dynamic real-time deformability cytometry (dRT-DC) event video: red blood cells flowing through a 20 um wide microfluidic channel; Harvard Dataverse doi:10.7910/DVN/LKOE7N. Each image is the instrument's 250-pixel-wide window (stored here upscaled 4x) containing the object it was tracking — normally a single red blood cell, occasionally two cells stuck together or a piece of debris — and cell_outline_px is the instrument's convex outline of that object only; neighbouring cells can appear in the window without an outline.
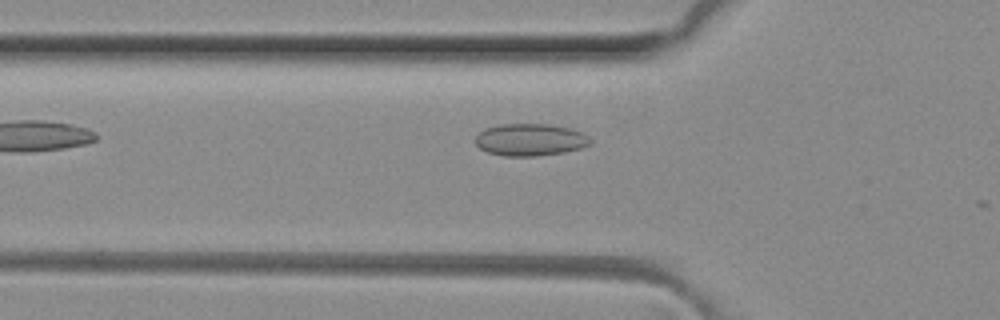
{"species": "common noctule bat (a hibernating species)", "species_latin": "Nyctalus noctula", "temperature_condition": "room temperature", "stored_images_in_passage": 9, "camera_frame_rate_fps": 3000, "um_per_image_px": 0.085, "animal": {"sex": "female", "body_mass_g": 29.2, "forearm_length_mm": 56.3}, "frame": {"image": 1, "passage_image": 4, "time_ms": 1.0, "image_size_px": [1000, 320], "cell_outline_px": [[592, 144], [580, 148], [564, 152], [536, 156], [504, 156], [488, 152], [480, 148], [476, 144], [476, 136], [484, 128], [500, 124], [548, 124], [568, 128], [580, 132], [588, 136], [592, 140]], "centroid_in_image_um": [45.06, 11.88], "position_along_channel_um": 80.7, "area_um2": 21.5}}
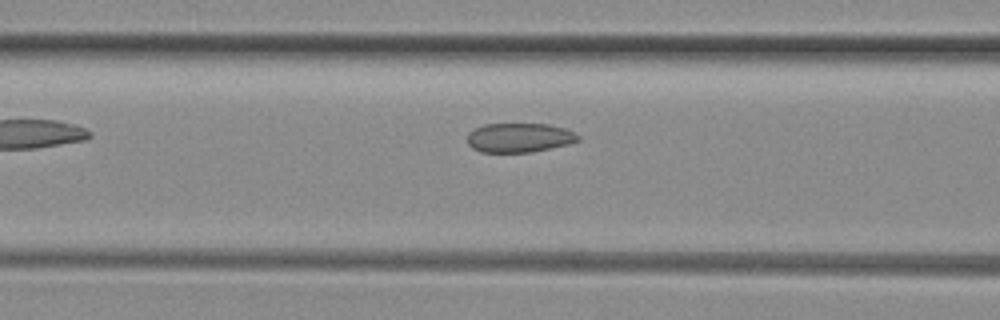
{"frame": {"image": 2, "passage_image": 7, "time_ms": 2.0, "image_size_px": [1000, 320], "cell_outline_px": [[580, 140], [568, 144], [528, 152], [480, 152], [472, 148], [468, 144], [468, 132], [484, 124], [548, 124], [564, 128], [576, 132], [580, 136]], "centroid_in_image_um": [44.14, 11.69], "position_along_channel_um": 122.5, "area_um2": 18.84}}